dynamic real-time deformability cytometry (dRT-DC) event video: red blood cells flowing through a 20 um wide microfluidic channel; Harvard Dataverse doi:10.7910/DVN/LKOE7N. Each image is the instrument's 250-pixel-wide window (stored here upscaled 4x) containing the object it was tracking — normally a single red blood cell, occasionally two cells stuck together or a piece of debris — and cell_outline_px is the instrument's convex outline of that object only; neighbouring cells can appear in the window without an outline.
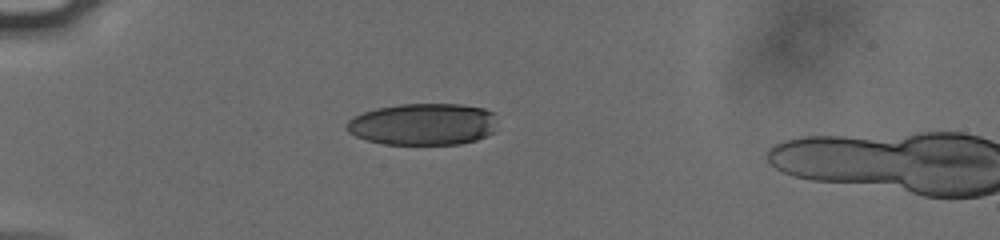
{"species": "human", "species_latin": "Homo sapiens", "temperature_condition": "cold", "stored_images_in_passage": 35, "camera_frame_rate_fps": 3000, "um_per_image_px": 0.085, "donor": {"sex": "male"}, "frame": {"image": 1, "passage_image": 1, "time_ms": 0.0, "image_size_px": [1000, 240], "cell_outline_px": [[492, 132], [476, 140], [460, 144], [384, 144], [368, 140], [356, 136], [348, 132], [348, 120], [364, 112], [376, 108], [400, 104], [460, 104], [484, 108], [492, 112]], "centroid_in_image_um": [35.92, 10.55], "position_along_channel_um": 49.1, "area_um2": 36.18}}
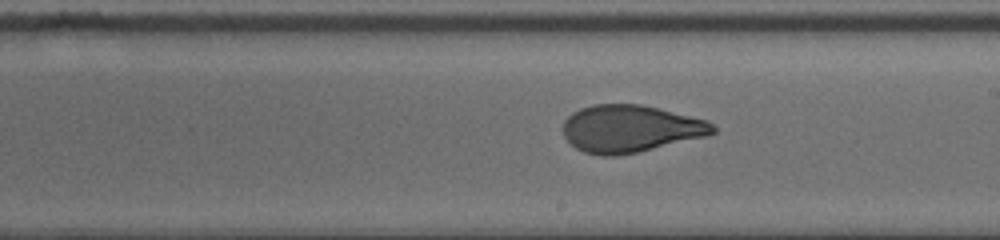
{"frame": {"image": 2, "passage_image": 18, "time_ms": 5.667, "image_size_px": [1000, 240], "cell_outline_px": [[716, 132], [708, 136], [636, 152], [616, 156], [600, 156], [584, 152], [576, 148], [564, 136], [564, 120], [572, 112], [580, 108], [592, 104], [640, 104], [708, 120], [716, 128]], "centroid_in_image_um": [53.58, 10.93], "position_along_channel_um": 235.4, "area_um2": 41.21}}
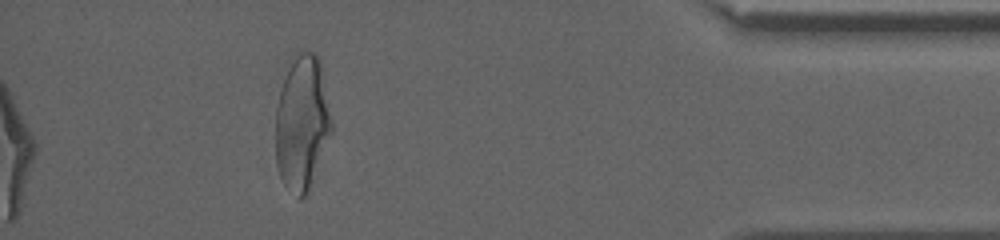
{"frame": {"image": 3, "passage_image": 35, "time_ms": 11.333, "image_size_px": [1000, 240], "cell_outline_px": [[332, 132], [308, 188], [304, 196], [300, 200], [284, 184], [280, 176], [276, 164], [276, 108], [288, 56], [300, 48], [316, 52], [320, 60], [332, 120]], "centroid_in_image_um": [25.65, 10.29], "position_along_channel_um": 409.5, "area_um2": 44.51}, "authors_computed_cell_mechanics": {"area_um2": 41.5582, "velocity_mm_per_s": 3.8089, "shape_relaxation_time_tau1_ms": 4.8644, "shape_relaxation_time_tau2_ms": 0.9934, "deformation_change_tau1": 0.1887, "deformation_change_tau2": 0.0772}}